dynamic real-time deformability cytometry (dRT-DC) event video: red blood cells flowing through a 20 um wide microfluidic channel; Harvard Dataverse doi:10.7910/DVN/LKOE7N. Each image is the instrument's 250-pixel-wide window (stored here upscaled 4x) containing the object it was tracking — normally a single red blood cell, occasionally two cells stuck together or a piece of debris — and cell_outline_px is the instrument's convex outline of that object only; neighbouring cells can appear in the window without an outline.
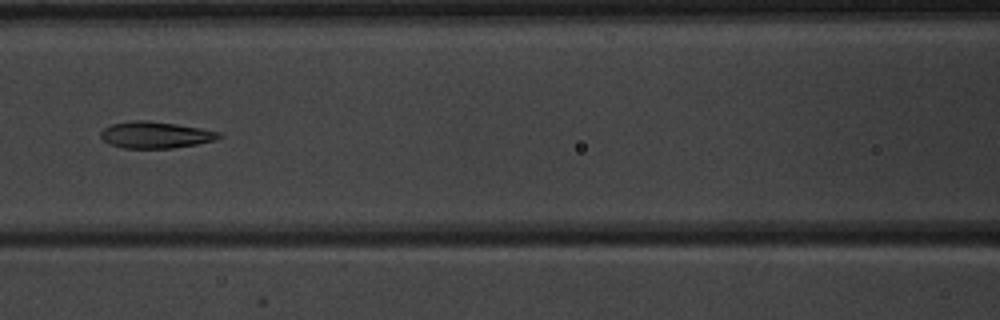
{"species": "common noctule bat (a hibernating species)", "species_latin": "Nyctalus noctula", "temperature_condition": "warm", "stored_images_in_passage": 3, "camera_frame_rate_fps": 3000, "um_per_image_px": 0.085, "animal": {"sex": "male", "body_mass_g": 20.1, "forearm_length_mm": 53.5}, "frame": {"image": 1, "passage_image": 3, "time_ms": 2.333, "image_size_px": [1000, 320], "cell_outline_px": [[224, 136], [216, 140], [196, 144], [172, 148], [124, 148], [108, 144], [100, 136], [100, 132], [104, 128], [112, 124], [132, 120], [148, 120], [176, 124], [200, 128], [220, 132]], "centroid_in_image_um": [13.22, 11.46], "position_along_channel_um": 153.4, "area_um2": 18.38}}